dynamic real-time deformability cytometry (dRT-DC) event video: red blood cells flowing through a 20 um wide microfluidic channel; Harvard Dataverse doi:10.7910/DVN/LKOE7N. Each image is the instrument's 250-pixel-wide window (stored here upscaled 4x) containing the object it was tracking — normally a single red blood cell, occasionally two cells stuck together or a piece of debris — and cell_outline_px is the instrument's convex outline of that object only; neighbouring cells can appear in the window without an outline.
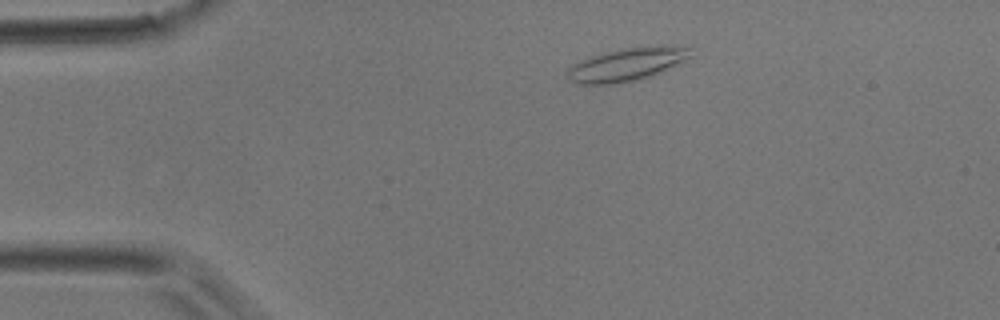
{"species": "common noctule bat (a hibernating species)", "species_latin": "Nyctalus noctula", "temperature_condition": "room temperature", "stored_images_in_passage": 2, "camera_frame_rate_fps": 3000, "um_per_image_px": 0.085, "animal": {"sex": "male", "body_mass_g": 17.9}, "frame": {"image": 1, "passage_image": 1, "time_ms": 0.0, "image_size_px": [1000, 320], "cell_outline_px": [[696, 56], [648, 76], [632, 80], [612, 84], [576, 84], [568, 76], [568, 68], [572, 64], [580, 60], [604, 52], [624, 48], [672, 44], [692, 48]], "centroid_in_image_um": [53.35, 5.43], "position_along_channel_um": 31.6, "area_um2": 23.7}}